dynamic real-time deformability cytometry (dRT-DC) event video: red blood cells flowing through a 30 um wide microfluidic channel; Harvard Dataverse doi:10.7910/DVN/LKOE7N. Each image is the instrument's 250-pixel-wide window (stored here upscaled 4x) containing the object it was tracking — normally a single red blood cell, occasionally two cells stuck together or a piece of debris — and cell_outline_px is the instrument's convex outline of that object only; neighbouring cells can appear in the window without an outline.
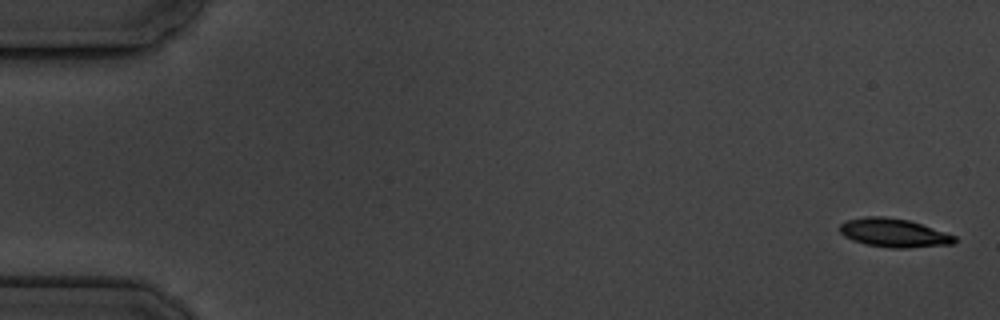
{"species": "common noctule bat (a hibernating species)", "species_latin": "Nyctalus noctula", "temperature_condition": "cold", "stored_images_in_passage": 8, "camera_frame_rate_fps": 3000, "um_per_image_px": 0.085, "animal": {"sex": "male", "body_mass_g": 19.5, "forearm_length_mm": 54.6}, "frame": {"image": 1, "passage_image": 1, "time_ms": 0.0, "image_size_px": [1000, 320], "cell_outline_px": [[956, 240], [952, 244], [908, 248], [892, 248], [868, 244], [852, 240], [844, 236], [840, 232], [840, 224], [848, 220], [864, 216], [884, 216], [908, 220], [956, 236]], "centroid_in_image_um": [75.95, 19.79], "position_along_channel_um": 9.0, "area_um2": 18.9}}
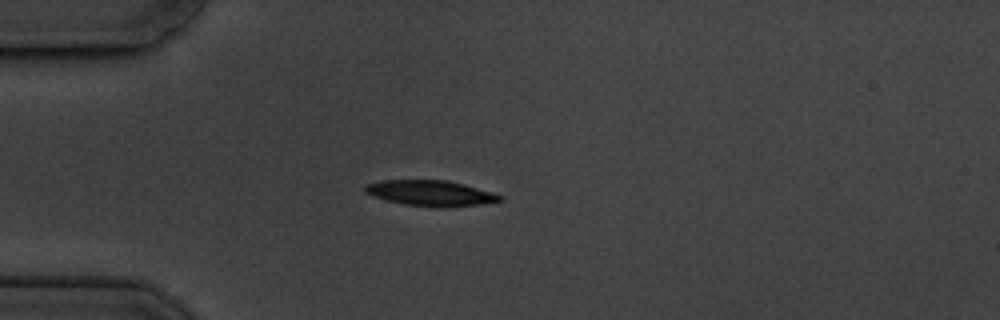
{"frame": {"image": 2, "passage_image": 4, "time_ms": 4.667, "image_size_px": [1000, 320], "cell_outline_px": [[504, 200], [448, 208], [436, 208], [404, 204], [384, 200], [372, 196], [364, 192], [364, 188], [368, 184], [384, 180], [448, 180], [464, 184], [492, 192], [504, 196]], "centroid_in_image_um": [36.6, 16.43], "position_along_channel_um": 48.4, "area_um2": 20.23}}
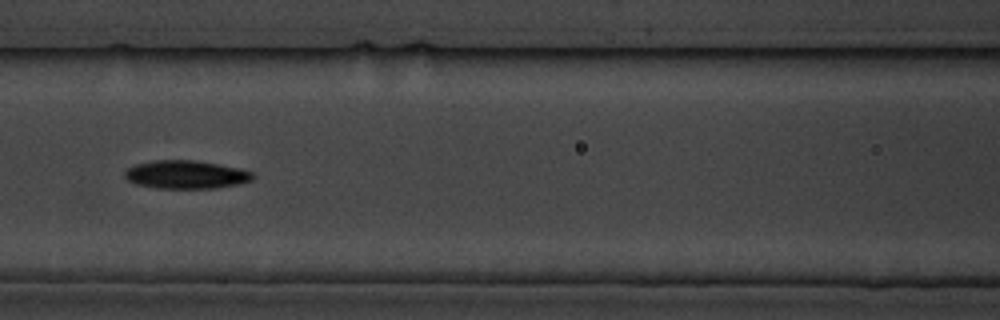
{"frame": {"image": 3, "passage_image": 7, "time_ms": 8.0, "image_size_px": [1000, 320], "cell_outline_px": [[256, 176], [252, 180], [240, 184], [216, 188], [156, 188], [136, 184], [128, 180], [124, 176], [124, 172], [128, 168], [136, 164], [156, 160], [196, 160], [220, 164], [240, 168], [252, 172]], "centroid_in_image_um": [15.85, 14.84], "position_along_channel_um": 150.8, "area_um2": 21.21}}